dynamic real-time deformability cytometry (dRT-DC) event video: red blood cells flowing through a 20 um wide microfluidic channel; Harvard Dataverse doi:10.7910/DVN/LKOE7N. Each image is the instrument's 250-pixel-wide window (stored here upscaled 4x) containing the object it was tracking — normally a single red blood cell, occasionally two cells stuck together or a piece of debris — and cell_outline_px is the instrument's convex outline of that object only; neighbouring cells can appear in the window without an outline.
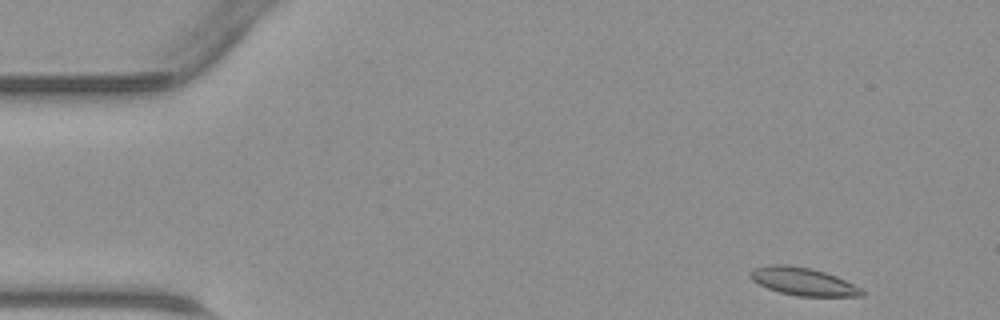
{"species": "common noctule bat (a hibernating species)", "species_latin": "Nyctalus noctula", "temperature_condition": "warm", "stored_images_in_passage": 43, "camera_frame_rate_fps": 3000, "um_per_image_px": 0.085, "animal": {"sex": "male", "body_mass_g": 23.1, "forearm_length_mm": 52.7}, "frame": {"image": 1, "passage_image": 1, "time_ms": 0.0, "image_size_px": [1000, 320], "cell_outline_px": [[864, 296], [800, 296], [780, 292], [768, 288], [752, 280], [748, 276], [748, 272], [752, 268], [768, 264], [784, 264], [808, 268], [824, 272], [836, 276], [864, 288]], "centroid_in_image_um": [68.25, 23.92], "position_along_channel_um": 16.7, "area_um2": 18.15}}
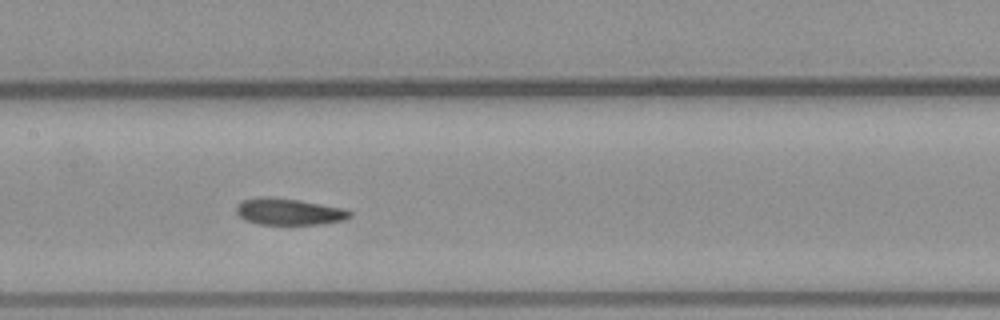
{"frame": {"image": 2, "passage_image": 19, "time_ms": 6.0, "image_size_px": [1000, 320], "cell_outline_px": [[352, 216], [344, 220], [320, 224], [260, 224], [244, 220], [236, 212], [236, 204], [244, 200], [260, 196], [272, 196], [300, 200], [344, 208], [352, 212]], "centroid_in_image_um": [24.55, 17.98], "position_along_channel_um": 182.8, "area_um2": 17.74}}
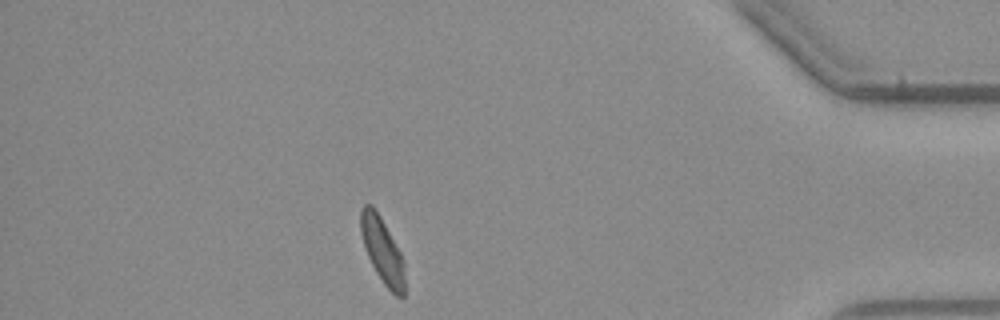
{"frame": {"image": 3, "passage_image": 37, "time_ms": 12.0, "image_size_px": [1000, 320], "cell_outline_px": [[404, 296], [396, 296], [384, 284], [376, 272], [364, 248], [360, 232], [360, 208], [364, 204], [372, 204], [380, 216], [400, 252], [404, 260]], "centroid_in_image_um": [32.47, 21.25], "position_along_channel_um": 402.7, "area_um2": 16.7}}